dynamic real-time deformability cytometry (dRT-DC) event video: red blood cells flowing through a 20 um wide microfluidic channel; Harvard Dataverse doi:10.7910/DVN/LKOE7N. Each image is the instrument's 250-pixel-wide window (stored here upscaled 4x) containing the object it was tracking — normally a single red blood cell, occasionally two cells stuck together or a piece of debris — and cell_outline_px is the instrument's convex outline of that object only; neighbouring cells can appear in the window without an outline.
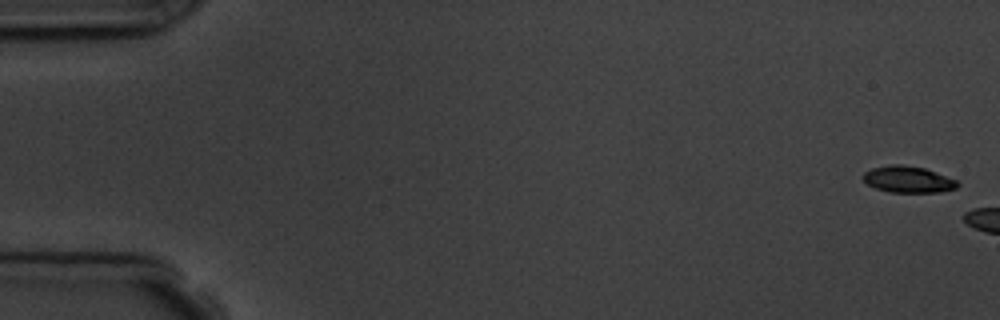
{"species": "common noctule bat (a hibernating species)", "species_latin": "Nyctalus noctula", "temperature_condition": "room temperature", "stored_images_in_passage": 4, "camera_frame_rate_fps": 3000, "um_per_image_px": 0.085, "animal": {"sex": "male", "body_mass_g": 19.5, "forearm_length_mm": 54.6}, "frame": {"image": 1, "passage_image": 1, "time_ms": 0.0, "image_size_px": [1000, 320], "cell_outline_px": [[960, 184], [956, 188], [940, 192], [888, 192], [876, 188], [868, 184], [860, 176], [864, 172], [872, 168], [888, 164], [900, 164], [924, 168], [936, 172], [956, 180]], "centroid_in_image_um": [77.16, 15.24], "position_along_channel_um": 7.8, "area_um2": 14.62}}